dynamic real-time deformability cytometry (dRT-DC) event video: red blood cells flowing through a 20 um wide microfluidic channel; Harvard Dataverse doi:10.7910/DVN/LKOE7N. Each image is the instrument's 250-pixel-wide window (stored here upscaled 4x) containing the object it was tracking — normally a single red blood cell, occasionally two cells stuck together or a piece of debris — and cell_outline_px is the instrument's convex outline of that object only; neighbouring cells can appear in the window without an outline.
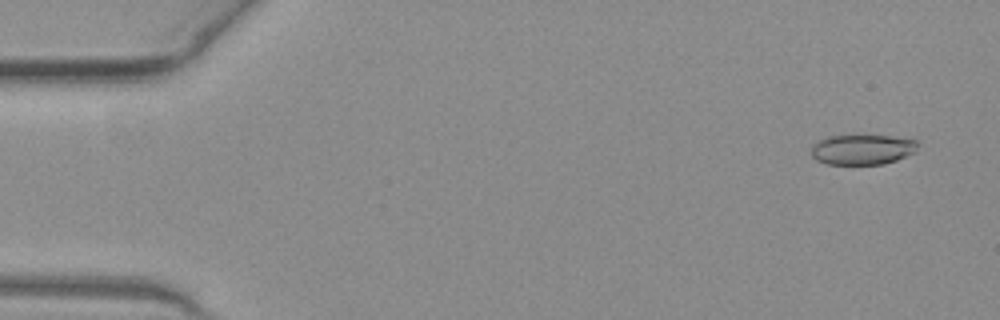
{"species": "common noctule bat (a hibernating species)", "species_latin": "Nyctalus noctula", "temperature_condition": "warm", "stored_images_in_passage": 50, "camera_frame_rate_fps": 3000, "um_per_image_px": 0.085, "animal": {"sex": "female", "body_mass_g": 19.3, "forearm_length_mm": 54.1}, "frame": {"image": 1, "passage_image": 3, "time_ms": 0.667, "image_size_px": [1000, 320], "cell_outline_px": [[920, 144], [916, 152], [896, 160], [884, 164], [828, 164], [816, 160], [812, 156], [812, 144], [828, 136], [852, 132], [892, 136], [916, 140]], "centroid_in_image_um": [73.31, 12.65], "position_along_channel_um": 11.7, "area_um2": 19.65}}
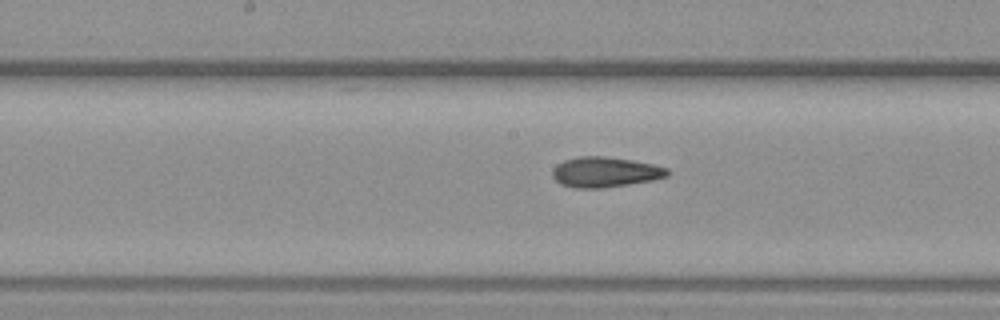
{"frame": {"image": 2, "passage_image": 26, "time_ms": 8.333, "image_size_px": [1000, 320], "cell_outline_px": [[668, 176], [652, 180], [628, 184], [600, 188], [572, 188], [560, 184], [552, 176], [552, 168], [556, 164], [564, 160], [580, 156], [604, 156], [632, 160], [652, 164], [668, 168]], "centroid_in_image_um": [51.39, 14.62], "position_along_channel_um": 196.8, "area_um2": 20.29}}
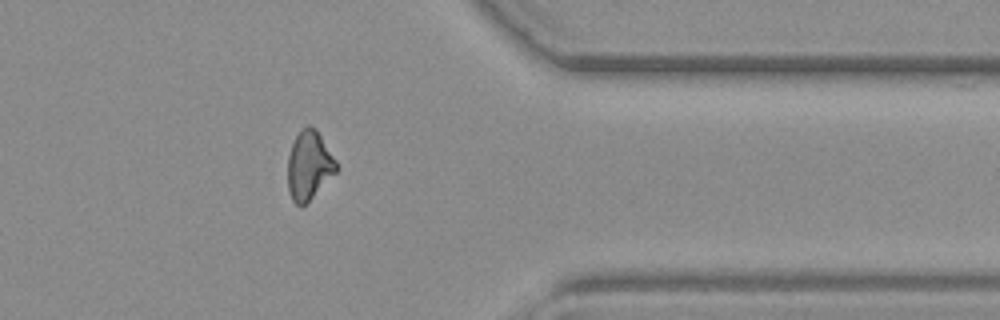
{"frame": {"image": 3, "passage_image": 41, "time_ms": 13.333, "image_size_px": [1000, 320], "cell_outline_px": [[340, 168], [300, 208], [292, 200], [288, 192], [288, 156], [292, 144], [296, 136], [308, 124], [316, 128], [336, 160]], "centroid_in_image_um": [26.27, 14.05], "position_along_channel_um": 385.1, "area_um2": 19.31}, "authors_computed_cell_mechanics": {"area_um2": 19.9699, "velocity_mm_per_s": 4.0768, "shape_relaxation_time_tau1_ms": null, "shape_relaxation_time_tau2_ms": 2.944, "deformation_change_tau1": null, "deformation_change_tau2": 0.1129}}